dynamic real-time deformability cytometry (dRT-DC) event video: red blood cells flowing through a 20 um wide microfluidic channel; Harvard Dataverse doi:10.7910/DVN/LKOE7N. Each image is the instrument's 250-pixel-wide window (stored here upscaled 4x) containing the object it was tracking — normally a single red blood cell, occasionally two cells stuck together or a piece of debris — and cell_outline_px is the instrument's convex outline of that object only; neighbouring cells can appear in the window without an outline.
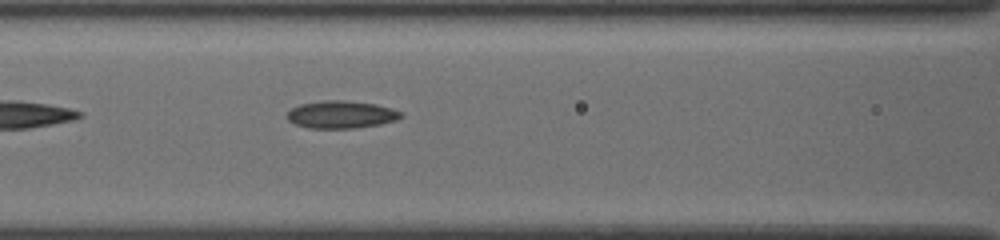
{"species": "common noctule bat (a hibernating species)", "species_latin": "Nyctalus noctula", "temperature_condition": "cold", "stored_images_in_passage": 5, "camera_frame_rate_fps": 3000, "um_per_image_px": 0.085, "animal": {"sex": "female", "body_mass_g": 19.5, "forearm_length_mm": 54.1}, "frame": {"image": 1, "passage_image": 5, "time_ms": 1.333, "image_size_px": [1000, 240], "cell_outline_px": [[404, 116], [396, 120], [380, 124], [352, 128], [308, 128], [296, 124], [288, 120], [288, 112], [292, 108], [300, 104], [324, 100], [344, 100], [376, 104], [392, 108], [400, 112]], "centroid_in_image_um": [29.01, 9.73], "position_along_channel_um": 137.6, "area_um2": 18.15}}